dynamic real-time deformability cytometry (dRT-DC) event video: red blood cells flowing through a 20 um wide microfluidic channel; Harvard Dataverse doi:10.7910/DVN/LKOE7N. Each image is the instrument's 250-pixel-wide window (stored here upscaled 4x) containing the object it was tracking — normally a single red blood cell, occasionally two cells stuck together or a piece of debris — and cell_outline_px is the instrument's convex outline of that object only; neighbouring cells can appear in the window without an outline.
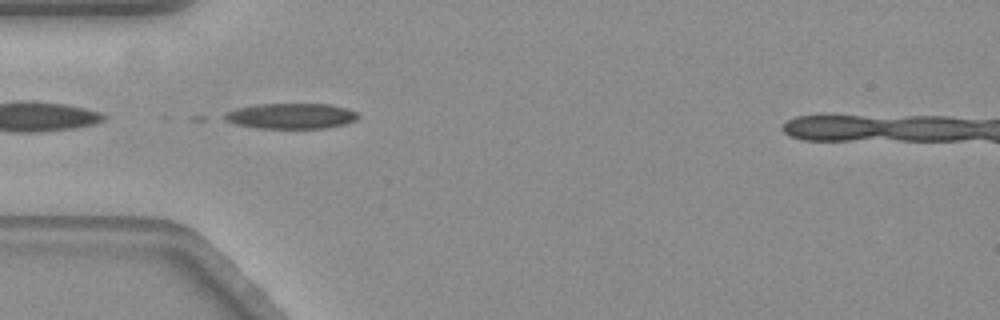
{"species": "common noctule bat (a hibernating species)", "species_latin": "Nyctalus noctula", "temperature_condition": "warm", "stored_images_in_passage": 40, "camera_frame_rate_fps": 3000, "um_per_image_px": 0.085, "animal": {"sex": "female", "body_mass_g": 19.3, "forearm_length_mm": 54.1}, "frame": {"image": 1, "passage_image": 1, "time_ms": 0.0, "image_size_px": [1000, 320], "cell_outline_px": [[360, 116], [356, 120], [344, 124], [324, 128], [256, 128], [236, 124], [224, 120], [220, 116], [236, 108], [256, 104], [328, 104], [344, 108], [356, 112]], "centroid_in_image_um": [24.69, 9.86], "position_along_channel_um": 60.3, "area_um2": 19.83}}